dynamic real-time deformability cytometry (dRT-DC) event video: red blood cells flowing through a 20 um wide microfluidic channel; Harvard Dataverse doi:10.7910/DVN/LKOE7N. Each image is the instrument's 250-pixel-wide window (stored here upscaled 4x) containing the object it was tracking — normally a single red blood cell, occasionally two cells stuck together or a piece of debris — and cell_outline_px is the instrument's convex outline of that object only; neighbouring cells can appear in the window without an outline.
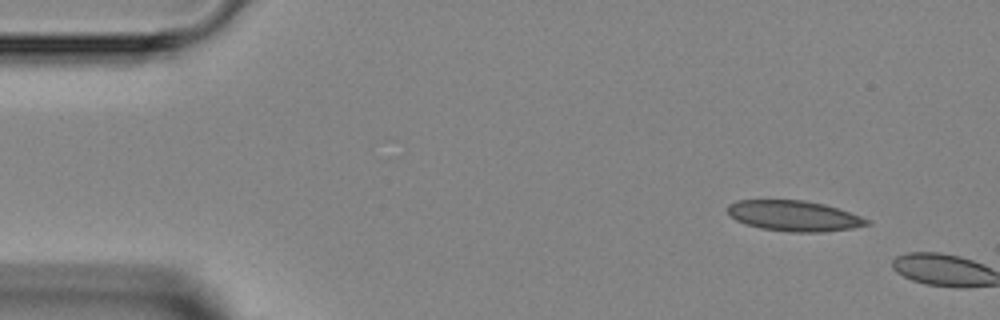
{"species": "Egyptian fruit bat (a non-hibernating species)", "species_latin": "Rousettus aegyptiacus", "temperature_condition": "room temperature", "stored_images_in_passage": 2, "camera_frame_rate_fps": 3000, "um_per_image_px": 0.085, "animal": {"sex": "female"}, "frame": {"image": 1, "passage_image": 1, "time_ms": 0.0, "image_size_px": [1000, 320], "cell_outline_px": [[872, 224], [852, 228], [824, 232], [788, 232], [760, 228], [736, 220], [728, 212], [728, 204], [736, 200], [804, 200], [824, 204], [872, 220]], "centroid_in_image_um": [67.52, 18.35], "position_along_channel_um": 17.5, "area_um2": 24.74}}